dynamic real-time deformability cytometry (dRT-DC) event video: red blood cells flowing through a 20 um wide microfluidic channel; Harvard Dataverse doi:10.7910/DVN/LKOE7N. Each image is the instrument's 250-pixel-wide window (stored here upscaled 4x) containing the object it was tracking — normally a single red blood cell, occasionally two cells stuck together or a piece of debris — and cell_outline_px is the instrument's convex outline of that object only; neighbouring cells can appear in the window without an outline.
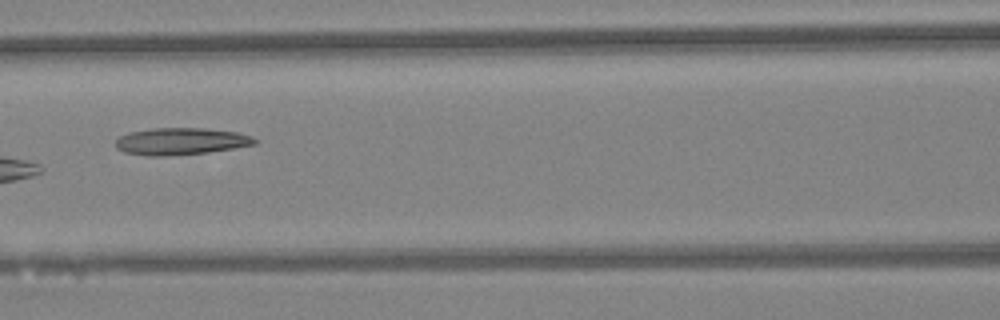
{"species": "Egyptian fruit bat (a non-hibernating species)", "species_latin": "Rousettus aegyptiacus", "temperature_condition": "warm", "stored_images_in_passage": 7, "camera_frame_rate_fps": 3000, "um_per_image_px": 0.085, "animal": {"sex": "female"}, "frame": {"image": 1, "passage_image": 7, "time_ms": 2.0, "image_size_px": [1000, 320], "cell_outline_px": [[260, 140], [256, 144], [208, 152], [168, 156], [148, 156], [124, 152], [116, 148], [116, 140], [120, 136], [128, 132], [152, 128], [204, 128], [236, 132], [252, 136]], "centroid_in_image_um": [15.37, 12.01], "position_along_channel_um": 151.2, "area_um2": 21.96}}